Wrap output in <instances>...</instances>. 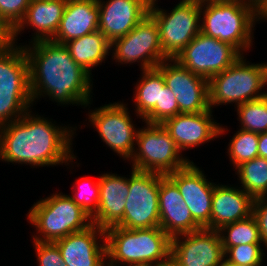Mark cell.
I'll return each mask as SVG.
<instances>
[{
  "instance_id": "e575fe53",
  "label": "cell",
  "mask_w": 267,
  "mask_h": 266,
  "mask_svg": "<svg viewBox=\"0 0 267 266\" xmlns=\"http://www.w3.org/2000/svg\"><path fill=\"white\" fill-rule=\"evenodd\" d=\"M38 266H67L55 242L32 241Z\"/></svg>"
},
{
  "instance_id": "6da1fadb",
  "label": "cell",
  "mask_w": 267,
  "mask_h": 266,
  "mask_svg": "<svg viewBox=\"0 0 267 266\" xmlns=\"http://www.w3.org/2000/svg\"><path fill=\"white\" fill-rule=\"evenodd\" d=\"M35 114L30 109L19 119L0 127V161L30 168L64 164L72 170L73 163L79 167L72 145L77 126L56 125L52 118Z\"/></svg>"
},
{
  "instance_id": "ba28073f",
  "label": "cell",
  "mask_w": 267,
  "mask_h": 266,
  "mask_svg": "<svg viewBox=\"0 0 267 266\" xmlns=\"http://www.w3.org/2000/svg\"><path fill=\"white\" fill-rule=\"evenodd\" d=\"M144 124L137 132L135 150L129 160L131 168L167 175L191 162L162 124Z\"/></svg>"
},
{
  "instance_id": "30bf717a",
  "label": "cell",
  "mask_w": 267,
  "mask_h": 266,
  "mask_svg": "<svg viewBox=\"0 0 267 266\" xmlns=\"http://www.w3.org/2000/svg\"><path fill=\"white\" fill-rule=\"evenodd\" d=\"M131 169L124 216L116 226L126 229L160 227V174Z\"/></svg>"
},
{
  "instance_id": "d6a6232c",
  "label": "cell",
  "mask_w": 267,
  "mask_h": 266,
  "mask_svg": "<svg viewBox=\"0 0 267 266\" xmlns=\"http://www.w3.org/2000/svg\"><path fill=\"white\" fill-rule=\"evenodd\" d=\"M179 114V106L174 93L166 85L160 89L159 104L143 118V122L162 124L166 119Z\"/></svg>"
},
{
  "instance_id": "44dd1931",
  "label": "cell",
  "mask_w": 267,
  "mask_h": 266,
  "mask_svg": "<svg viewBox=\"0 0 267 266\" xmlns=\"http://www.w3.org/2000/svg\"><path fill=\"white\" fill-rule=\"evenodd\" d=\"M160 228L171 238L201 229L191 216L177 185L160 174L159 188Z\"/></svg>"
},
{
  "instance_id": "1f68e13d",
  "label": "cell",
  "mask_w": 267,
  "mask_h": 266,
  "mask_svg": "<svg viewBox=\"0 0 267 266\" xmlns=\"http://www.w3.org/2000/svg\"><path fill=\"white\" fill-rule=\"evenodd\" d=\"M261 243L239 244L232 247H223L225 262L231 266L247 264H263L267 249Z\"/></svg>"
},
{
  "instance_id": "b9f144b4",
  "label": "cell",
  "mask_w": 267,
  "mask_h": 266,
  "mask_svg": "<svg viewBox=\"0 0 267 266\" xmlns=\"http://www.w3.org/2000/svg\"><path fill=\"white\" fill-rule=\"evenodd\" d=\"M264 98L267 100V91H266V94L264 95Z\"/></svg>"
},
{
  "instance_id": "5bb4252c",
  "label": "cell",
  "mask_w": 267,
  "mask_h": 266,
  "mask_svg": "<svg viewBox=\"0 0 267 266\" xmlns=\"http://www.w3.org/2000/svg\"><path fill=\"white\" fill-rule=\"evenodd\" d=\"M225 261L218 230L201 228L172 237V266H219Z\"/></svg>"
},
{
  "instance_id": "cb8c5ba5",
  "label": "cell",
  "mask_w": 267,
  "mask_h": 266,
  "mask_svg": "<svg viewBox=\"0 0 267 266\" xmlns=\"http://www.w3.org/2000/svg\"><path fill=\"white\" fill-rule=\"evenodd\" d=\"M97 0H67L58 31L51 41L64 45L98 30Z\"/></svg>"
},
{
  "instance_id": "ffe728a7",
  "label": "cell",
  "mask_w": 267,
  "mask_h": 266,
  "mask_svg": "<svg viewBox=\"0 0 267 266\" xmlns=\"http://www.w3.org/2000/svg\"><path fill=\"white\" fill-rule=\"evenodd\" d=\"M66 2L67 0H31L23 19L9 33V42L18 45V36L25 29L31 28L34 33L30 35L29 44L52 40L58 31Z\"/></svg>"
},
{
  "instance_id": "d6986e66",
  "label": "cell",
  "mask_w": 267,
  "mask_h": 266,
  "mask_svg": "<svg viewBox=\"0 0 267 266\" xmlns=\"http://www.w3.org/2000/svg\"><path fill=\"white\" fill-rule=\"evenodd\" d=\"M100 30L110 43L127 35L149 14L151 0H97Z\"/></svg>"
},
{
  "instance_id": "4dcf8cb0",
  "label": "cell",
  "mask_w": 267,
  "mask_h": 266,
  "mask_svg": "<svg viewBox=\"0 0 267 266\" xmlns=\"http://www.w3.org/2000/svg\"><path fill=\"white\" fill-rule=\"evenodd\" d=\"M73 194L68 196L80 206L90 217H92L98 210L100 185L99 177L97 181L90 177H80L73 183Z\"/></svg>"
},
{
  "instance_id": "8d00e7d4",
  "label": "cell",
  "mask_w": 267,
  "mask_h": 266,
  "mask_svg": "<svg viewBox=\"0 0 267 266\" xmlns=\"http://www.w3.org/2000/svg\"><path fill=\"white\" fill-rule=\"evenodd\" d=\"M258 156L267 159V132L259 134Z\"/></svg>"
},
{
  "instance_id": "d590c367",
  "label": "cell",
  "mask_w": 267,
  "mask_h": 266,
  "mask_svg": "<svg viewBox=\"0 0 267 266\" xmlns=\"http://www.w3.org/2000/svg\"><path fill=\"white\" fill-rule=\"evenodd\" d=\"M252 215L257 221L261 242L267 249V196L253 200Z\"/></svg>"
},
{
  "instance_id": "836d02e7",
  "label": "cell",
  "mask_w": 267,
  "mask_h": 266,
  "mask_svg": "<svg viewBox=\"0 0 267 266\" xmlns=\"http://www.w3.org/2000/svg\"><path fill=\"white\" fill-rule=\"evenodd\" d=\"M31 0H0V25L10 33L23 19Z\"/></svg>"
},
{
  "instance_id": "ac0fdd59",
  "label": "cell",
  "mask_w": 267,
  "mask_h": 266,
  "mask_svg": "<svg viewBox=\"0 0 267 266\" xmlns=\"http://www.w3.org/2000/svg\"><path fill=\"white\" fill-rule=\"evenodd\" d=\"M55 243L67 266H107L105 230L94 224Z\"/></svg>"
},
{
  "instance_id": "e0dca14e",
  "label": "cell",
  "mask_w": 267,
  "mask_h": 266,
  "mask_svg": "<svg viewBox=\"0 0 267 266\" xmlns=\"http://www.w3.org/2000/svg\"><path fill=\"white\" fill-rule=\"evenodd\" d=\"M213 110L199 113H180L166 119L162 125L168 131L177 147L182 152L191 150L215 138H219L228 131L227 126L214 120ZM225 127V128H224Z\"/></svg>"
},
{
  "instance_id": "ab89813d",
  "label": "cell",
  "mask_w": 267,
  "mask_h": 266,
  "mask_svg": "<svg viewBox=\"0 0 267 266\" xmlns=\"http://www.w3.org/2000/svg\"><path fill=\"white\" fill-rule=\"evenodd\" d=\"M240 266H263L262 264H247V265H240Z\"/></svg>"
},
{
  "instance_id": "52a82bcc",
  "label": "cell",
  "mask_w": 267,
  "mask_h": 266,
  "mask_svg": "<svg viewBox=\"0 0 267 266\" xmlns=\"http://www.w3.org/2000/svg\"><path fill=\"white\" fill-rule=\"evenodd\" d=\"M208 82L209 105L212 110L220 105L234 104L236 107L260 99L266 94L264 87L267 85V62L251 63L241 55Z\"/></svg>"
},
{
  "instance_id": "60d3db41",
  "label": "cell",
  "mask_w": 267,
  "mask_h": 266,
  "mask_svg": "<svg viewBox=\"0 0 267 266\" xmlns=\"http://www.w3.org/2000/svg\"><path fill=\"white\" fill-rule=\"evenodd\" d=\"M219 266H231V265H229V264H227L225 261L221 264V265H219Z\"/></svg>"
},
{
  "instance_id": "4fadbf2b",
  "label": "cell",
  "mask_w": 267,
  "mask_h": 266,
  "mask_svg": "<svg viewBox=\"0 0 267 266\" xmlns=\"http://www.w3.org/2000/svg\"><path fill=\"white\" fill-rule=\"evenodd\" d=\"M242 54L232 45L200 32L175 58L208 81L231 66Z\"/></svg>"
},
{
  "instance_id": "9c48e42d",
  "label": "cell",
  "mask_w": 267,
  "mask_h": 266,
  "mask_svg": "<svg viewBox=\"0 0 267 266\" xmlns=\"http://www.w3.org/2000/svg\"><path fill=\"white\" fill-rule=\"evenodd\" d=\"M159 7L158 0H151L149 14L159 27L164 55L175 59L200 33L201 0H180L171 11Z\"/></svg>"
},
{
  "instance_id": "8992f818",
  "label": "cell",
  "mask_w": 267,
  "mask_h": 266,
  "mask_svg": "<svg viewBox=\"0 0 267 266\" xmlns=\"http://www.w3.org/2000/svg\"><path fill=\"white\" fill-rule=\"evenodd\" d=\"M33 105L23 44L8 41L0 49V127L22 117Z\"/></svg>"
},
{
  "instance_id": "f35d334b",
  "label": "cell",
  "mask_w": 267,
  "mask_h": 266,
  "mask_svg": "<svg viewBox=\"0 0 267 266\" xmlns=\"http://www.w3.org/2000/svg\"><path fill=\"white\" fill-rule=\"evenodd\" d=\"M9 41V33L0 25V49Z\"/></svg>"
},
{
  "instance_id": "2e32d148",
  "label": "cell",
  "mask_w": 267,
  "mask_h": 266,
  "mask_svg": "<svg viewBox=\"0 0 267 266\" xmlns=\"http://www.w3.org/2000/svg\"><path fill=\"white\" fill-rule=\"evenodd\" d=\"M167 176L177 185L194 221L201 228L211 229L212 195L216 182L209 181L193 160Z\"/></svg>"
},
{
  "instance_id": "5b68a950",
  "label": "cell",
  "mask_w": 267,
  "mask_h": 266,
  "mask_svg": "<svg viewBox=\"0 0 267 266\" xmlns=\"http://www.w3.org/2000/svg\"><path fill=\"white\" fill-rule=\"evenodd\" d=\"M26 217L36 231L31 238L38 242H55L93 224L92 218L68 194L57 191L34 202Z\"/></svg>"
},
{
  "instance_id": "7402d4cb",
  "label": "cell",
  "mask_w": 267,
  "mask_h": 266,
  "mask_svg": "<svg viewBox=\"0 0 267 266\" xmlns=\"http://www.w3.org/2000/svg\"><path fill=\"white\" fill-rule=\"evenodd\" d=\"M120 175L112 172L99 175L98 210L91 218L94 225L104 230L116 226L124 216L129 178Z\"/></svg>"
},
{
  "instance_id": "9a60e30c",
  "label": "cell",
  "mask_w": 267,
  "mask_h": 266,
  "mask_svg": "<svg viewBox=\"0 0 267 266\" xmlns=\"http://www.w3.org/2000/svg\"><path fill=\"white\" fill-rule=\"evenodd\" d=\"M165 85L177 99L180 113H199L210 109L209 82L182 66L176 59L163 60L156 67Z\"/></svg>"
},
{
  "instance_id": "3957f363",
  "label": "cell",
  "mask_w": 267,
  "mask_h": 266,
  "mask_svg": "<svg viewBox=\"0 0 267 266\" xmlns=\"http://www.w3.org/2000/svg\"><path fill=\"white\" fill-rule=\"evenodd\" d=\"M201 28L204 35L235 47L242 55L253 46L258 21L254 0H201ZM254 30V31H253Z\"/></svg>"
},
{
  "instance_id": "484cf974",
  "label": "cell",
  "mask_w": 267,
  "mask_h": 266,
  "mask_svg": "<svg viewBox=\"0 0 267 266\" xmlns=\"http://www.w3.org/2000/svg\"><path fill=\"white\" fill-rule=\"evenodd\" d=\"M133 90L134 112L137 118H143L159 104L160 89H163L165 80L157 68L141 70Z\"/></svg>"
},
{
  "instance_id": "7c38bea8",
  "label": "cell",
  "mask_w": 267,
  "mask_h": 266,
  "mask_svg": "<svg viewBox=\"0 0 267 266\" xmlns=\"http://www.w3.org/2000/svg\"><path fill=\"white\" fill-rule=\"evenodd\" d=\"M112 61L121 65L140 63V71L156 68L168 59L161 47L159 27L148 14L127 35L111 43Z\"/></svg>"
},
{
  "instance_id": "7a4b0ae2",
  "label": "cell",
  "mask_w": 267,
  "mask_h": 266,
  "mask_svg": "<svg viewBox=\"0 0 267 266\" xmlns=\"http://www.w3.org/2000/svg\"><path fill=\"white\" fill-rule=\"evenodd\" d=\"M26 44L23 48L29 63L33 104L49 97L57 106L72 104L90 108L93 77L74 61L65 45L51 40Z\"/></svg>"
},
{
  "instance_id": "d4e9b609",
  "label": "cell",
  "mask_w": 267,
  "mask_h": 266,
  "mask_svg": "<svg viewBox=\"0 0 267 266\" xmlns=\"http://www.w3.org/2000/svg\"><path fill=\"white\" fill-rule=\"evenodd\" d=\"M74 61L92 77L93 68L105 63L110 55L111 43L97 30L64 44Z\"/></svg>"
},
{
  "instance_id": "74e56055",
  "label": "cell",
  "mask_w": 267,
  "mask_h": 266,
  "mask_svg": "<svg viewBox=\"0 0 267 266\" xmlns=\"http://www.w3.org/2000/svg\"><path fill=\"white\" fill-rule=\"evenodd\" d=\"M267 22V0H261L258 3V21L262 22V21Z\"/></svg>"
},
{
  "instance_id": "f546056e",
  "label": "cell",
  "mask_w": 267,
  "mask_h": 266,
  "mask_svg": "<svg viewBox=\"0 0 267 266\" xmlns=\"http://www.w3.org/2000/svg\"><path fill=\"white\" fill-rule=\"evenodd\" d=\"M228 144V157L233 167L236 168L240 164L250 161L258 156L259 134L237 128Z\"/></svg>"
},
{
  "instance_id": "8fae6325",
  "label": "cell",
  "mask_w": 267,
  "mask_h": 266,
  "mask_svg": "<svg viewBox=\"0 0 267 266\" xmlns=\"http://www.w3.org/2000/svg\"><path fill=\"white\" fill-rule=\"evenodd\" d=\"M128 105L124 102H113L88 111V123L99 133L101 142L106 144L123 160H130L139 130L134 124Z\"/></svg>"
},
{
  "instance_id": "83f0119b",
  "label": "cell",
  "mask_w": 267,
  "mask_h": 266,
  "mask_svg": "<svg viewBox=\"0 0 267 266\" xmlns=\"http://www.w3.org/2000/svg\"><path fill=\"white\" fill-rule=\"evenodd\" d=\"M218 231L223 247L262 243L257 221L252 214L245 219L223 225Z\"/></svg>"
},
{
  "instance_id": "277c9868",
  "label": "cell",
  "mask_w": 267,
  "mask_h": 266,
  "mask_svg": "<svg viewBox=\"0 0 267 266\" xmlns=\"http://www.w3.org/2000/svg\"><path fill=\"white\" fill-rule=\"evenodd\" d=\"M172 238L160 227L105 230L107 266H166Z\"/></svg>"
},
{
  "instance_id": "4316f807",
  "label": "cell",
  "mask_w": 267,
  "mask_h": 266,
  "mask_svg": "<svg viewBox=\"0 0 267 266\" xmlns=\"http://www.w3.org/2000/svg\"><path fill=\"white\" fill-rule=\"evenodd\" d=\"M236 170V171H235ZM240 187L253 199L267 196V159L255 157L235 169Z\"/></svg>"
},
{
  "instance_id": "f1b7e54d",
  "label": "cell",
  "mask_w": 267,
  "mask_h": 266,
  "mask_svg": "<svg viewBox=\"0 0 267 266\" xmlns=\"http://www.w3.org/2000/svg\"><path fill=\"white\" fill-rule=\"evenodd\" d=\"M234 108L240 129L258 134L267 132V100L264 97Z\"/></svg>"
},
{
  "instance_id": "603a6c76",
  "label": "cell",
  "mask_w": 267,
  "mask_h": 266,
  "mask_svg": "<svg viewBox=\"0 0 267 266\" xmlns=\"http://www.w3.org/2000/svg\"><path fill=\"white\" fill-rule=\"evenodd\" d=\"M216 183L212 195L211 229L249 217L252 214L253 198L241 187Z\"/></svg>"
}]
</instances>
